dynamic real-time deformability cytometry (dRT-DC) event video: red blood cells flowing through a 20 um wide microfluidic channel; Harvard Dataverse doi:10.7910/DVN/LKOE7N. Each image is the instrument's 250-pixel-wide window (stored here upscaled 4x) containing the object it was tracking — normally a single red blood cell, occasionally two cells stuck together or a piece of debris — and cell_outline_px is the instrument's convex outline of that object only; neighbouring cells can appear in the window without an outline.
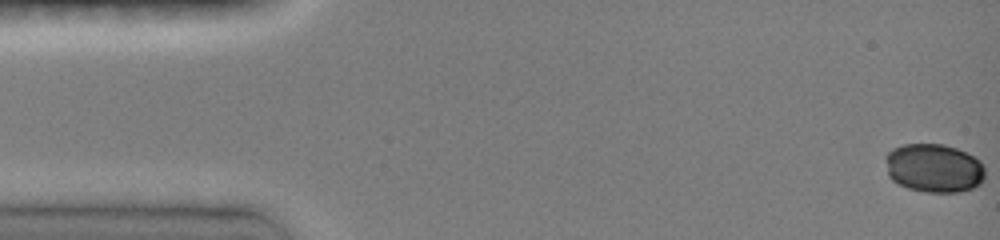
{"species": "common noctule bat (a hibernating species)", "species_latin": "Nyctalus noctula", "temperature_condition": "room temperature", "stored_images_in_passage": 5, "camera_frame_rate_fps": 3000, "um_per_image_px": 0.085, "animal": {"sex": "female", "body_mass_g": 19.0, "forearm_length_mm": 51.5}, "frame": {"image": 1, "passage_image": 1, "time_ms": 0.0, "image_size_px": [1000, 240], "cell_outline_px": [[984, 180], [980, 184], [972, 188], [960, 192], [924, 192], [908, 188], [892, 180], [888, 176], [884, 156], [892, 148], [904, 144], [944, 144], [956, 148], [980, 160], [984, 168]], "centroid_in_image_um": [79.36, 14.29], "position_along_channel_um": 5.6, "area_um2": 28.44}}
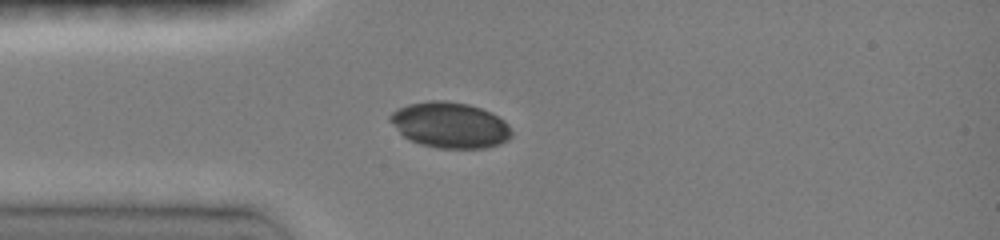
{"frame": {"image": 2, "passage_image": 5, "time_ms": 4.0, "image_size_px": [1000, 240], "cell_outline_px": [[512, 136], [508, 140], [500, 144], [484, 148], [436, 148], [420, 144], [408, 140], [388, 120], [388, 116], [396, 108], [408, 104], [428, 100], [444, 100], [468, 104], [492, 112], [504, 120], [508, 124], [512, 132]], "centroid_in_image_um": [38.24, 10.62], "position_along_channel_um": 46.8, "area_um2": 32.71}}